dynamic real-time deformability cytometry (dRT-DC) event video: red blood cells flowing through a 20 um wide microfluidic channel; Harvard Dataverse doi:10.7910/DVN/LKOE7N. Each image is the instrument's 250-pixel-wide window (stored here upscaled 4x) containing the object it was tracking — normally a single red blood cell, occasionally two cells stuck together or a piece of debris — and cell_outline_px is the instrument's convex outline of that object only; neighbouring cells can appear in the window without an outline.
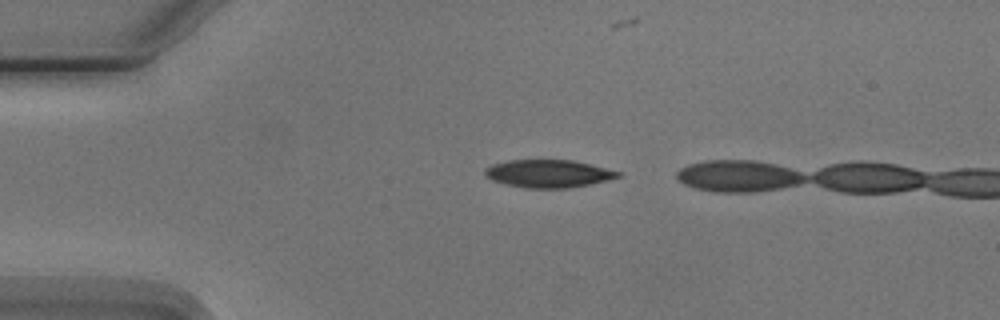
{"species": "Egyptian fruit bat (a non-hibernating species)", "species_latin": "Rousettus aegyptiacus", "temperature_condition": "cold", "stored_images_in_passage": 2, "camera_frame_rate_fps": 3000, "um_per_image_px": 0.085, "animal": {"sex": "male"}, "frame": {"image": 1, "passage_image": 1, "time_ms": 0.0, "image_size_px": [1000, 320], "cell_outline_px": [[624, 176], [588, 184], [568, 188], [524, 188], [504, 184], [492, 180], [484, 176], [484, 168], [492, 164], [508, 160], [572, 160], [624, 172]], "centroid_in_image_um": [46.6, 14.75], "position_along_channel_um": 38.4, "area_um2": 21.73}}